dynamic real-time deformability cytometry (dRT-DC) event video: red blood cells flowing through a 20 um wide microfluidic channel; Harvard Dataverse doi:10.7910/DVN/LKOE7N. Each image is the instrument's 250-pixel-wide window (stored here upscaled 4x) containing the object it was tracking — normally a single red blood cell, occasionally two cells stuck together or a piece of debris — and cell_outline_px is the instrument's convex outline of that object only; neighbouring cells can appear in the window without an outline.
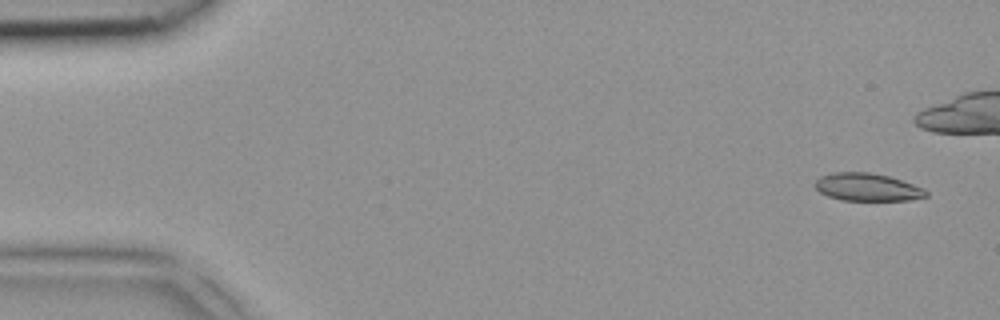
{"species": "common noctule bat (a hibernating species)", "species_latin": "Nyctalus noctula", "temperature_condition": "room temperature", "stored_images_in_passage": 6, "camera_frame_rate_fps": 3000, "um_per_image_px": 0.085, "animal": {"sex": "female", "body_mass_g": 18.4}, "frame": {"image": 1, "passage_image": 1, "time_ms": 0.0, "image_size_px": [1000, 320], "cell_outline_px": [[928, 196], [908, 200], [840, 200], [828, 196], [820, 192], [816, 188], [816, 180], [820, 176], [832, 172], [868, 172], [888, 176], [924, 188], [928, 192]], "centroid_in_image_um": [73.71, 15.91], "position_along_channel_um": 11.3, "area_um2": 17.8}}